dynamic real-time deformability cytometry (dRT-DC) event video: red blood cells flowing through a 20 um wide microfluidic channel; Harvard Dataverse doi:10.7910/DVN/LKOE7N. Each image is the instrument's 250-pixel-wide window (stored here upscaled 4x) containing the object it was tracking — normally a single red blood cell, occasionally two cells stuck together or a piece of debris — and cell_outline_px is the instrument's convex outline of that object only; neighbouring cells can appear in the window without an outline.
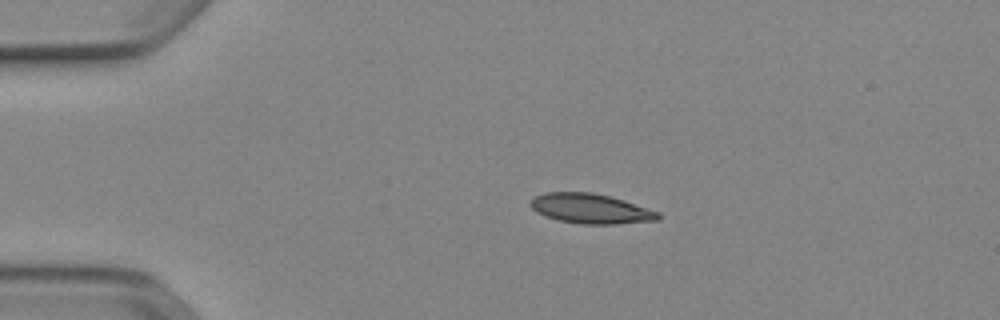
{"species": "Egyptian fruit bat (a non-hibernating species)", "species_latin": "Rousettus aegyptiacus", "temperature_condition": "cold", "stored_images_in_passage": 42, "camera_frame_rate_fps": 3000, "um_per_image_px": 0.085, "animal": {"sex": "female"}, "frame": {"image": 1, "passage_image": 1, "time_ms": 0.0, "image_size_px": [1000, 320], "cell_outline_px": [[660, 220], [616, 224], [580, 224], [556, 220], [544, 216], [536, 212], [528, 204], [536, 196], [544, 192], [592, 192], [624, 200], [660, 212]], "centroid_in_image_um": [50.2, 17.74], "position_along_channel_um": 34.8, "area_um2": 22.37}}
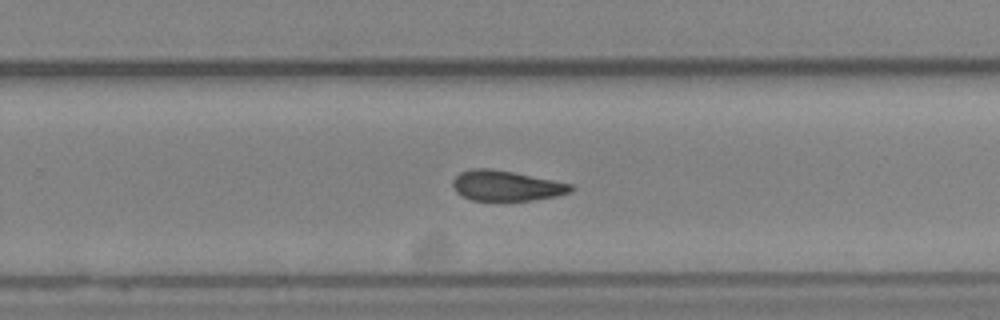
{"frame": {"image": 2, "passage_image": 24, "time_ms": 7.667, "image_size_px": [1000, 320], "cell_outline_px": [[576, 188], [572, 192], [556, 196], [532, 200], [472, 200], [456, 192], [452, 188], [452, 180], [460, 172], [472, 168], [488, 168], [512, 172], [572, 184]], "centroid_in_image_um": [43.03, 15.78], "position_along_channel_um": 286.8, "area_um2": 20.75}}
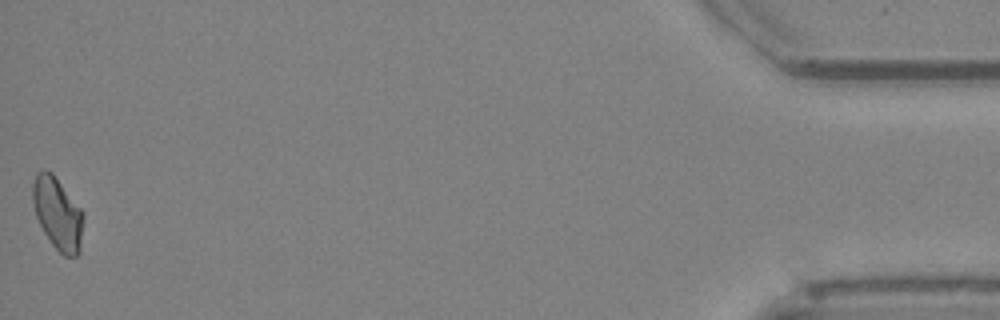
{"frame": {"image": 3, "passage_image": 42, "time_ms": 13.667, "image_size_px": [1000, 320], "cell_outline_px": [[84, 220], [80, 252], [76, 256], [64, 256], [52, 244], [44, 232], [36, 216], [32, 200], [32, 184], [36, 172], [44, 168], [52, 172], [84, 212]], "centroid_in_image_um": [4.91, 18.13], "position_along_channel_um": 430.3, "area_um2": 21.56}, "authors_computed_cell_mechanics": {"area_um2": 21.8773, "velocity_mm_per_s": 3.9016, "shape_relaxation_time_tau1_ms": null, "shape_relaxation_time_tau2_ms": 7.1182, "deformation_change_tau1": null, "deformation_change_tau2": 0.1261}}